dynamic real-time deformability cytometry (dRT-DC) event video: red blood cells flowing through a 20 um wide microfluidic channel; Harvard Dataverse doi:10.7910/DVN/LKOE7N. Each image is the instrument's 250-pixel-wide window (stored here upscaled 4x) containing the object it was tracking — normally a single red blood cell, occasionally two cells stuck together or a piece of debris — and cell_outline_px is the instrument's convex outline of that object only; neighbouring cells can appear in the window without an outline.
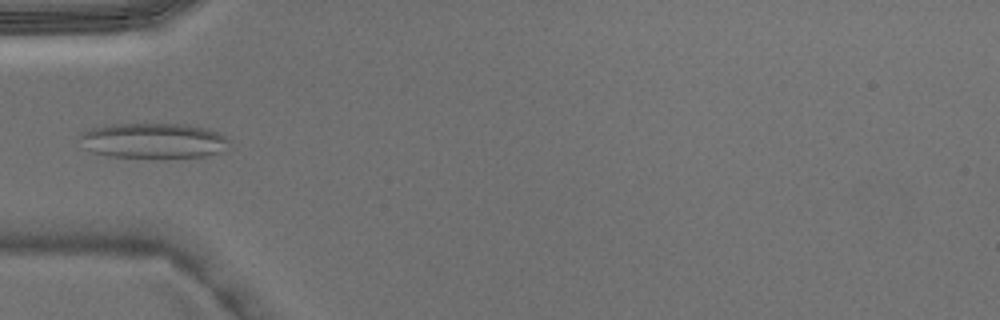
{"species": "Egyptian fruit bat (a non-hibernating species)", "species_latin": "Rousettus aegyptiacus", "temperature_condition": "warm", "stored_images_in_passage": 3, "camera_frame_rate_fps": 3000, "um_per_image_px": 0.085, "animal": {"sex": "male"}, "frame": {"image": 1, "passage_image": 3, "time_ms": 0.667, "image_size_px": [1000, 320], "cell_outline_px": [[232, 140], [216, 152], [204, 156], [108, 156], [92, 152], [88, 148], [80, 136], [80, 132], [92, 128], [112, 124], [184, 124], [204, 128], [220, 132]], "centroid_in_image_um": [13.04, 11.92], "position_along_channel_um": 72.0, "area_um2": 29.77}}